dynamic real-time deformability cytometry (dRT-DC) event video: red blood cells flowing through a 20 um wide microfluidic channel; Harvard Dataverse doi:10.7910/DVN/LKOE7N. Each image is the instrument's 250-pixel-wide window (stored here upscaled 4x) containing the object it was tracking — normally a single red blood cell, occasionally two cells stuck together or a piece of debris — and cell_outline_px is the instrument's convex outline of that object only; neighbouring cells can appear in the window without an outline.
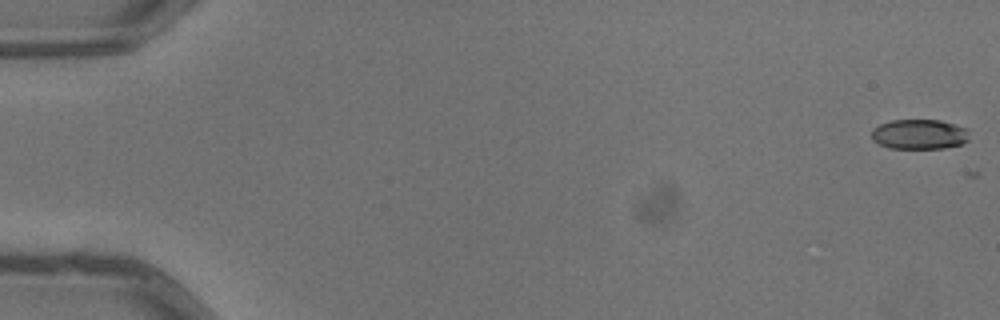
{"species": "common noctule bat (a hibernating species)", "species_latin": "Nyctalus noctula", "temperature_condition": "warm", "stored_images_in_passage": 7, "camera_frame_rate_fps": 3000, "um_per_image_px": 0.085, "animal": {"sex": "male", "body_mass_g": 13.3}, "frame": {"image": 1, "passage_image": 1, "time_ms": 0.0, "image_size_px": [1000, 320], "cell_outline_px": [[968, 140], [960, 144], [944, 148], [888, 148], [872, 140], [872, 128], [888, 120], [940, 120], [956, 124], [968, 128]], "centroid_in_image_um": [78.13, 11.4], "position_along_channel_um": 6.9, "area_um2": 17.17}}
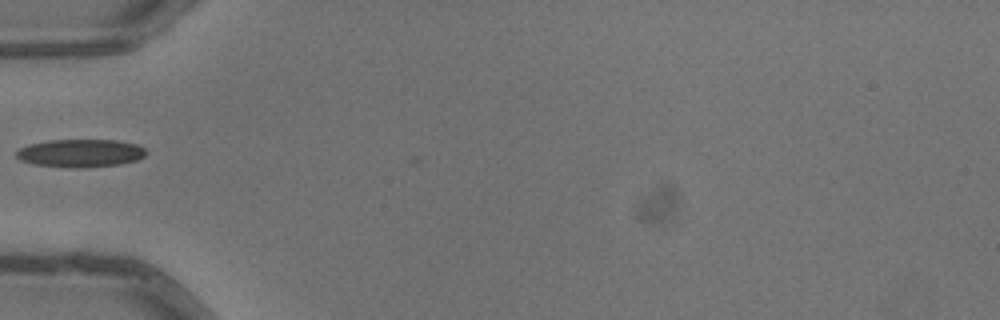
{"frame": {"image": 2, "passage_image": 6, "time_ms": 1.667, "image_size_px": [1000, 320], "cell_outline_px": [[148, 152], [144, 156], [136, 160], [120, 164], [88, 168], [68, 168], [36, 164], [20, 160], [16, 156], [16, 152], [20, 148], [28, 144], [48, 140], [116, 140], [136, 144], [144, 148]], "centroid_in_image_um": [6.84, 13.02], "position_along_channel_um": 78.2, "area_um2": 21.27}}
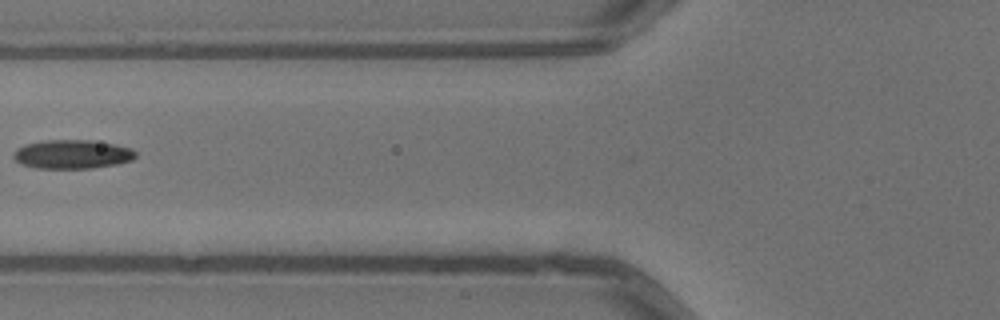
{"frame": {"image": 3, "passage_image": 7, "time_ms": 2.0, "image_size_px": [1000, 320], "cell_outline_px": [[136, 156], [132, 160], [116, 164], [92, 168], [36, 168], [20, 164], [12, 156], [12, 152], [16, 148], [24, 144], [40, 140], [92, 140], [116, 144], [132, 148], [136, 152]], "centroid_in_image_um": [6.11, 13.1], "position_along_channel_um": 119.7, "area_um2": 20.87}}